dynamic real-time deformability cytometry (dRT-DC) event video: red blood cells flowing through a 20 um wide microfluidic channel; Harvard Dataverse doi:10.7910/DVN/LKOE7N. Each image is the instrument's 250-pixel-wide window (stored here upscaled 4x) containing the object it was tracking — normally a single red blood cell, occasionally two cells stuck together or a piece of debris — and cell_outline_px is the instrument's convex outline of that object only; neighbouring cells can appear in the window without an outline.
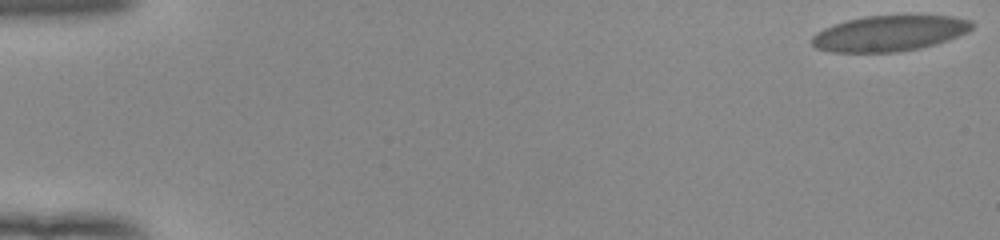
{"species": "human", "species_latin": "Homo sapiens", "temperature_condition": "room temperature", "stored_images_in_passage": 55, "camera_frame_rate_fps": 3000, "um_per_image_px": 0.085, "donor": {"sex": "female"}, "frame": {"image": 1, "passage_image": 1, "time_ms": 0.0, "image_size_px": [1000, 240], "cell_outline_px": [[972, 28], [968, 32], [948, 40], [936, 44], [920, 48], [896, 52], [832, 52], [816, 48], [812, 44], [812, 36], [816, 32], [824, 28], [848, 20], [864, 16], [952, 16], [972, 20]], "centroid_in_image_um": [75.61, 2.84], "position_along_channel_um": 9.4, "area_um2": 33.12}}
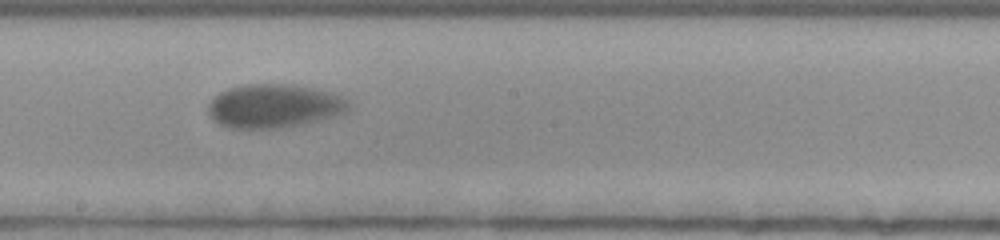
{"frame": {"image": 2, "passage_image": 32, "time_ms": 10.333, "image_size_px": [1000, 240], "cell_outline_px": [[348, 108], [344, 112], [320, 120], [280, 128], [228, 128], [216, 124], [212, 120], [208, 112], [208, 104], [220, 92], [228, 88], [248, 84], [284, 84], [312, 88], [336, 92], [348, 100]], "centroid_in_image_um": [23.26, 9.01], "position_along_channel_um": 224.9, "area_um2": 35.72}}
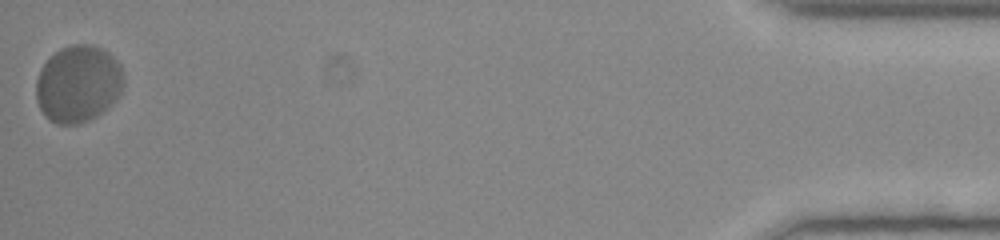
{"frame": {"image": 3, "passage_image": 55, "time_ms": 18.0, "image_size_px": [1000, 240], "cell_outline_px": [[124, 84], [116, 100], [108, 108], [96, 116], [80, 124], [56, 124], [48, 120], [44, 116], [36, 100], [36, 80], [40, 68], [60, 48], [72, 44], [92, 44], [108, 52], [120, 64], [124, 72]], "centroid_in_image_um": [6.65, 7.14], "position_along_channel_um": 428.6, "area_um2": 39.71}, "authors_computed_cell_mechanics": {"area_um2": 35.4314, "velocity_mm_per_s": 3.7588, "shape_relaxation_time_tau1_ms": 2.1091, "shape_relaxation_time_tau2_ms": null, "deformation_change_tau1": 0.1175, "deformation_change_tau2": null}}